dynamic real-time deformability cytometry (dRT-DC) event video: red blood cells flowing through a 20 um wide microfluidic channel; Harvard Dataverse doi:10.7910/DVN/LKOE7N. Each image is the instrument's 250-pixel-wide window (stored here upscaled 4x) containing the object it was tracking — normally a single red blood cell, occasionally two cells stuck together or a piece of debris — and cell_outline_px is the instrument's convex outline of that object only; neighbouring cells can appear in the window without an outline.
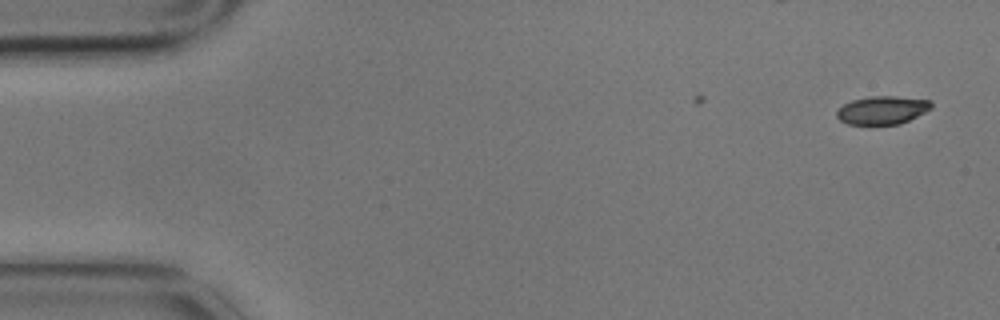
{"species": "common noctule bat (a hibernating species)", "species_latin": "Nyctalus noctula", "temperature_condition": "cold", "stored_images_in_passage": 2, "camera_frame_rate_fps": 3000, "um_per_image_px": 0.085, "animal": {"sex": "male", "body_mass_g": 17.9}, "frame": {"image": 1, "passage_image": 2, "time_ms": 0.333, "image_size_px": [1000, 320], "cell_outline_px": [[932, 108], [900, 124], [848, 124], [840, 120], [836, 116], [836, 112], [844, 104], [852, 100], [868, 96], [896, 96], [932, 100]], "centroid_in_image_um": [75.0, 9.35], "position_along_channel_um": 10.0, "area_um2": 15.49}}